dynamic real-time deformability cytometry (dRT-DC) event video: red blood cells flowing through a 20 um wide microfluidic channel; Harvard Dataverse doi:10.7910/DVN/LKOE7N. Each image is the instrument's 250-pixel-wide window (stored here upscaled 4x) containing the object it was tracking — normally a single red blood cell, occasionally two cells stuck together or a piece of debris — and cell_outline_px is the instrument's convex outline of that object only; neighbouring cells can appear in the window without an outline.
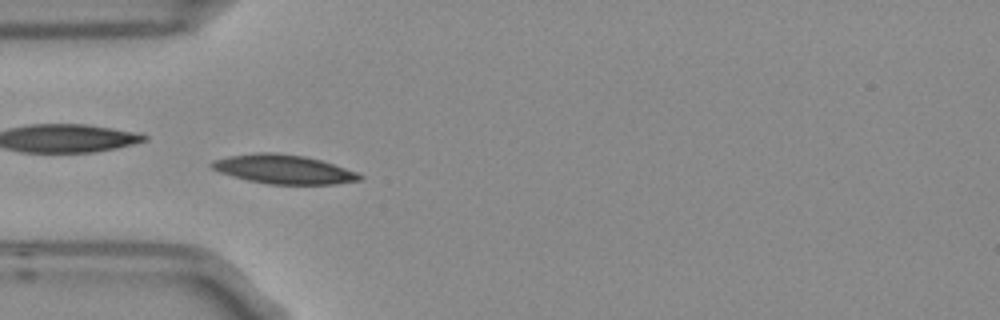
{"species": "Egyptian fruit bat (a non-hibernating species)", "species_latin": "Rousettus aegyptiacus", "temperature_condition": "room temperature", "stored_images_in_passage": 7, "camera_frame_rate_fps": 3000, "um_per_image_px": 0.085, "frame": {"image": 1, "passage_image": 4, "time_ms": 1.0, "image_size_px": [1000, 320], "cell_outline_px": [[364, 176], [360, 180], [336, 184], [268, 184], [248, 180], [220, 172], [212, 168], [208, 164], [212, 160], [228, 156], [256, 152], [276, 152], [304, 156], [320, 160], [356, 172]], "centroid_in_image_um": [24.07, 14.38], "position_along_channel_um": 60.9, "area_um2": 24.91}}
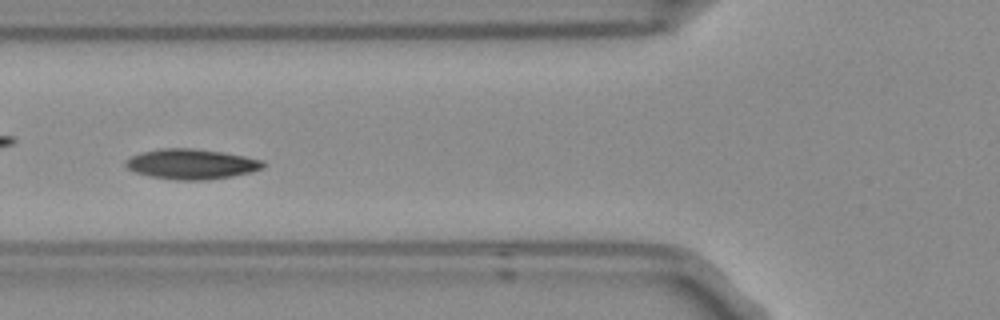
{"frame": {"image": 2, "passage_image": 5, "time_ms": 1.333, "image_size_px": [1000, 320], "cell_outline_px": [[264, 168], [232, 176], [208, 180], [176, 180], [148, 176], [136, 172], [128, 168], [124, 164], [124, 160], [140, 152], [160, 148], [192, 148], [224, 152], [264, 160]], "centroid_in_image_um": [16.25, 13.94], "position_along_channel_um": 109.6, "area_um2": 24.28}}